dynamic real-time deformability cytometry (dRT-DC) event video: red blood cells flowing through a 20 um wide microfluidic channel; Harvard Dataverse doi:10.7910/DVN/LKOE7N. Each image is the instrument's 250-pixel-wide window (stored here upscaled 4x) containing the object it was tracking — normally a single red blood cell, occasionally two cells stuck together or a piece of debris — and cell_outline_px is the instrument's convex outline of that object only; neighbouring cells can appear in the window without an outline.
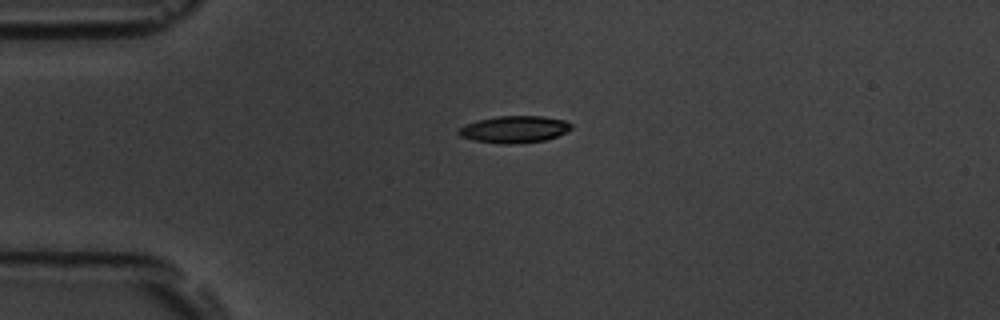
{"species": "common noctule bat (a hibernating species)", "species_latin": "Nyctalus noctula", "temperature_condition": "room temperature", "stored_images_in_passage": 2, "camera_frame_rate_fps": 3000, "um_per_image_px": 0.085, "animal": {"sex": "male", "body_mass_g": 19.5, "forearm_length_mm": 54.6}, "frame": {"image": 1, "passage_image": 1, "time_ms": 0.0, "image_size_px": [1000, 320], "cell_outline_px": [[572, 128], [556, 136], [544, 140], [512, 144], [500, 144], [476, 140], [460, 136], [456, 132], [464, 124], [496, 116], [544, 116], [564, 120], [572, 124]], "centroid_in_image_um": [43.71, 10.98], "position_along_channel_um": 41.3, "area_um2": 17.51}}